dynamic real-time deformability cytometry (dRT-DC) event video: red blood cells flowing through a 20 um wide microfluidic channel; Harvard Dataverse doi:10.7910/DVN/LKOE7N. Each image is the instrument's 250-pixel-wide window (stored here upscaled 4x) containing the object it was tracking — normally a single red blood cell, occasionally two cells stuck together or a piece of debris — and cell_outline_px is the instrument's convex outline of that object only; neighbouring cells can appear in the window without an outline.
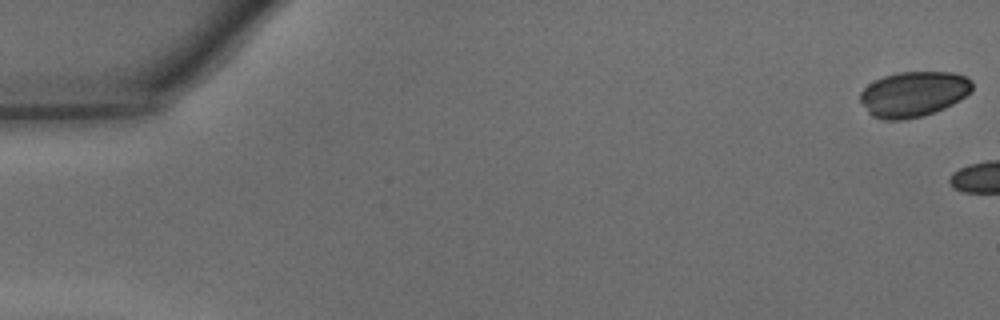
{"species": "common noctule bat (a hibernating species)", "species_latin": "Nyctalus noctula", "temperature_condition": "warm", "stored_images_in_passage": 4, "camera_frame_rate_fps": 3000, "um_per_image_px": 0.085, "animal": {"sex": "male", "body_mass_g": 15.6}, "frame": {"image": 1, "passage_image": 1, "time_ms": 0.0, "image_size_px": [1000, 320], "cell_outline_px": [[972, 92], [960, 100], [944, 108], [924, 116], [904, 120], [884, 120], [872, 116], [868, 112], [860, 100], [860, 92], [868, 84], [884, 76], [896, 72], [952, 72], [964, 76], [972, 80]], "centroid_in_image_um": [77.65, 8.0], "position_along_channel_um": 7.3, "area_um2": 29.77}}